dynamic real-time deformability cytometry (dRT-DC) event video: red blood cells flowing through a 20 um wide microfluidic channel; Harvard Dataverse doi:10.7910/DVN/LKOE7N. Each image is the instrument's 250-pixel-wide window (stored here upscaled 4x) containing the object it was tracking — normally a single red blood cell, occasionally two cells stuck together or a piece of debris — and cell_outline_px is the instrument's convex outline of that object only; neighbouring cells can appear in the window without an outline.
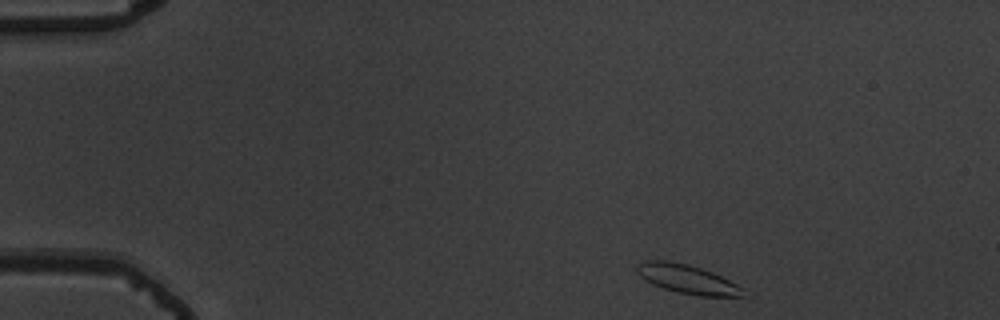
{"species": "common noctule bat (a hibernating species)", "species_latin": "Nyctalus noctula", "temperature_condition": "warm", "stored_images_in_passage": 48, "camera_frame_rate_fps": 3000, "um_per_image_px": 0.085, "animal": {"sex": "male", "body_mass_g": 19.5, "forearm_length_mm": 54.6}, "frame": {"image": 1, "passage_image": 1, "time_ms": 0.0, "image_size_px": [1000, 320], "cell_outline_px": [[744, 296], [700, 296], [676, 292], [652, 284], [644, 280], [636, 272], [636, 268], [644, 260], [668, 260], [688, 264], [712, 272], [744, 288]], "centroid_in_image_um": [58.39, 23.72], "position_along_channel_um": 26.6, "area_um2": 17.86}}
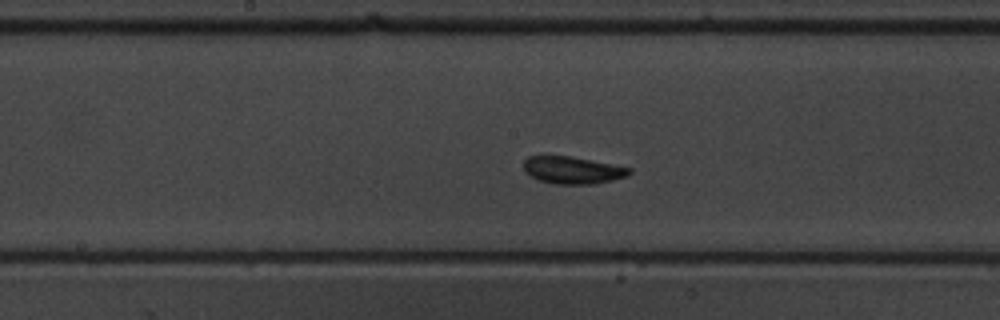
{"frame": {"image": 2, "passage_image": 22, "time_ms": 7.0, "image_size_px": [1000, 320], "cell_outline_px": [[632, 172], [628, 176], [612, 180], [592, 184], [556, 184], [540, 180], [524, 172], [524, 160], [528, 156], [544, 152], [568, 156], [612, 164], [632, 168]], "centroid_in_image_um": [48.61, 14.42], "position_along_channel_um": 199.6, "area_um2": 17.22}}
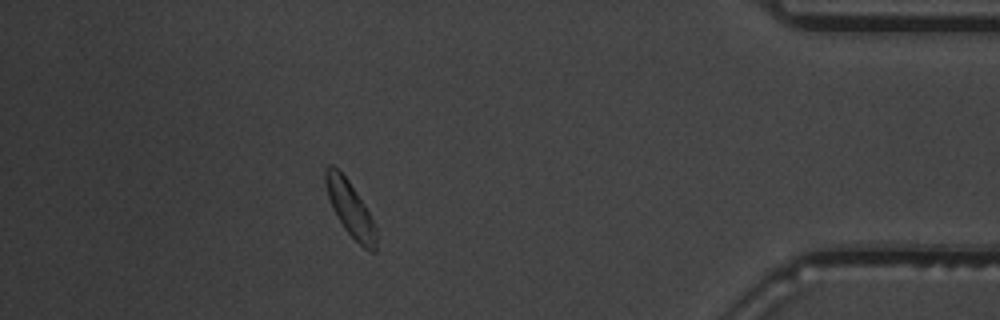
{"frame": {"image": 3, "passage_image": 42, "time_ms": 13.667, "image_size_px": [1000, 320], "cell_outline_px": [[376, 252], [372, 252], [364, 248], [344, 228], [332, 208], [324, 184], [324, 168], [328, 164], [332, 164], [348, 180], [364, 204], [376, 228]], "centroid_in_image_um": [29.73, 17.71], "position_along_channel_um": 405.5, "area_um2": 16.01}, "authors_computed_cell_mechanics": {"area_um2": 16.8198, "velocity_mm_per_s": 3.6837, "shape_relaxation_time_tau1_ms": 5.2964, "shape_relaxation_time_tau2_ms": 10.8936, "deformation_change_tau1": 0.1583, "deformation_change_tau2": 0.1477}}